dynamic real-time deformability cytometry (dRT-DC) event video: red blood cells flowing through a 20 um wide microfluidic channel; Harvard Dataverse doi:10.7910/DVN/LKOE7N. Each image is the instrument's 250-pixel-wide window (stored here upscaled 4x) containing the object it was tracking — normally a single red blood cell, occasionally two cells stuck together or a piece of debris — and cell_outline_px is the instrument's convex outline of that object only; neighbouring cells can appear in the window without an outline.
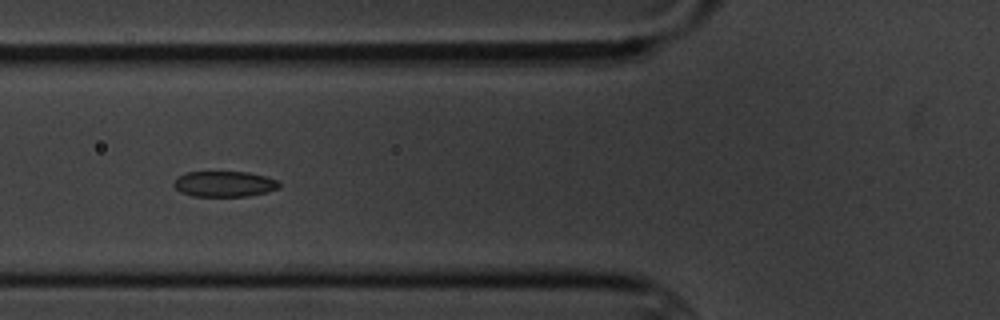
{"species": "common noctule bat (a hibernating species)", "species_latin": "Nyctalus noctula", "temperature_condition": "cold", "stored_images_in_passage": 8, "camera_frame_rate_fps": 3000, "um_per_image_px": 0.085, "animal": {"sex": "male", "body_mass_g": 20.1, "forearm_length_mm": 53.5}, "frame": {"image": 1, "passage_image": 5, "time_ms": 5.0, "image_size_px": [1000, 320], "cell_outline_px": [[280, 188], [248, 196], [192, 196], [180, 192], [172, 184], [184, 172], [248, 172], [264, 176], [276, 180], [280, 184]], "centroid_in_image_um": [19.05, 15.64], "position_along_channel_um": 106.7, "area_um2": 15.61}}
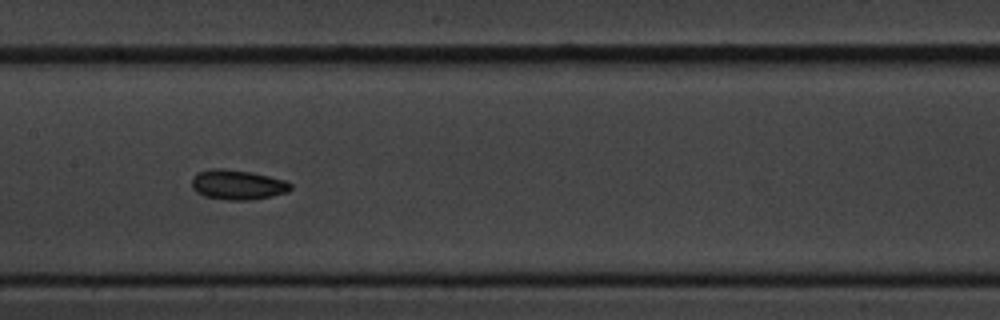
{"frame": {"image": 2, "passage_image": 7, "time_ms": 7.333, "image_size_px": [1000, 320], "cell_outline_px": [[292, 188], [288, 192], [272, 196], [248, 200], [228, 200], [204, 196], [196, 192], [192, 188], [192, 176], [196, 172], [212, 168], [224, 168], [248, 172], [268, 176], [284, 180], [292, 184]], "centroid_in_image_um": [20.16, 15.7], "position_along_channel_um": 187.2, "area_um2": 17.22}}
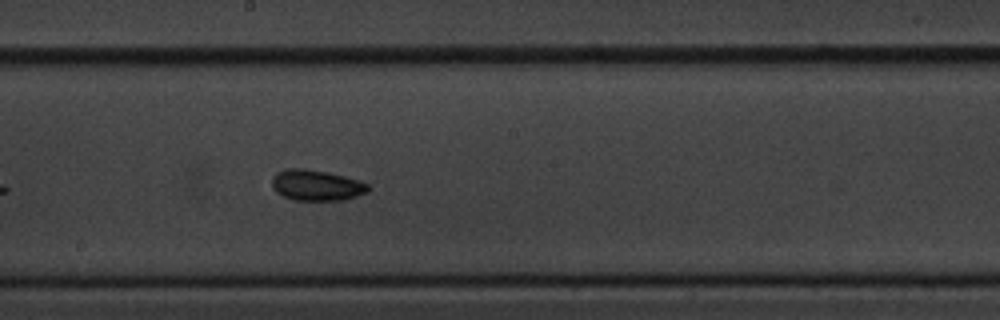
{"frame": {"image": 3, "passage_image": 8, "time_ms": 8.333, "image_size_px": [1000, 320], "cell_outline_px": [[368, 192], [344, 200], [296, 200], [284, 196], [276, 192], [272, 188], [272, 176], [276, 172], [284, 168], [304, 168], [328, 172], [344, 176], [368, 184]], "centroid_in_image_um": [26.85, 15.73], "position_along_channel_um": 221.4, "area_um2": 17.28}}